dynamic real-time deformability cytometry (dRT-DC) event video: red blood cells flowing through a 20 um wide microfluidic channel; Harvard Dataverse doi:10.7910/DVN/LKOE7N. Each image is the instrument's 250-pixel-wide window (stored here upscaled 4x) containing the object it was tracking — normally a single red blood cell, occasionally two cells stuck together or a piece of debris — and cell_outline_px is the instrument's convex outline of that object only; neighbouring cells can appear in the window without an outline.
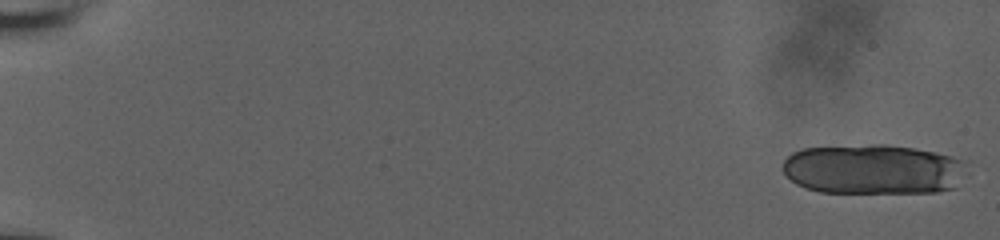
{"species": "human", "species_latin": "Homo sapiens", "temperature_condition": "room temperature", "stored_images_in_passage": 21, "camera_frame_rate_fps": 3000, "um_per_image_px": 0.085, "donor": {"sex": "male"}, "frame": {"image": 1, "passage_image": 1, "time_ms": 0.0, "image_size_px": [1000, 240], "cell_outline_px": [[968, 172], [956, 188], [936, 192], [820, 192], [796, 184], [784, 172], [784, 160], [792, 152], [804, 148], [872, 144], [888, 144], [936, 152], [968, 160]], "centroid_in_image_um": [74.33, 14.38], "position_along_channel_um": 10.7, "area_um2": 54.22}}
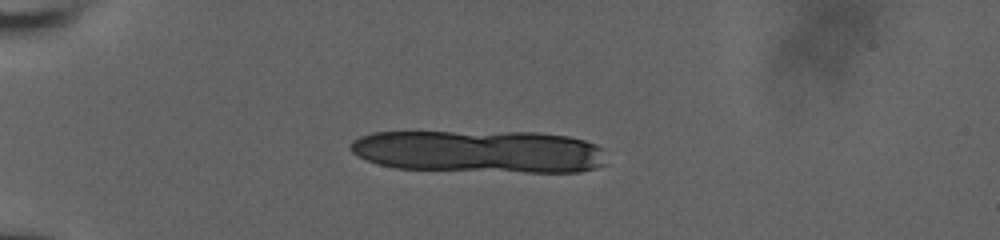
{"frame": {"image": 2, "passage_image": 16, "time_ms": 5.0, "image_size_px": [1000, 240], "cell_outline_px": [[608, 164], [596, 168], [580, 172], [524, 172], [396, 168], [380, 164], [368, 160], [352, 152], [348, 148], [348, 144], [352, 140], [360, 136], [372, 132], [536, 132], [568, 136], [584, 140], [596, 144], [604, 148]], "centroid_in_image_um": [40.82, 12.87], "position_along_channel_um": 44.2, "area_um2": 64.16}}